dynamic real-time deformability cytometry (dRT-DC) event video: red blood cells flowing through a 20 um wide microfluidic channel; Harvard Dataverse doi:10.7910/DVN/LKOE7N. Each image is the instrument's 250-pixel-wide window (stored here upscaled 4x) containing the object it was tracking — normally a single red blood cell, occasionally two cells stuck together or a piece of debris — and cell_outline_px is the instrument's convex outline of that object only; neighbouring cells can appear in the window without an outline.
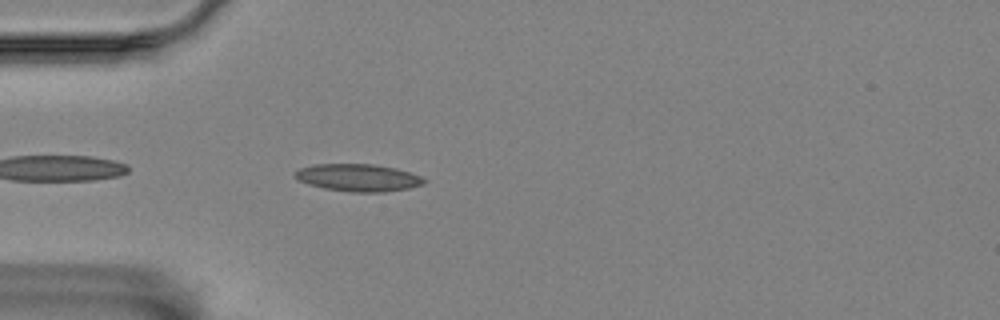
{"species": "Egyptian fruit bat (a non-hibernating species)", "species_latin": "Rousettus aegyptiacus", "temperature_condition": "room temperature", "stored_images_in_passage": 43, "camera_frame_rate_fps": 3000, "um_per_image_px": 0.085, "animal": {"sex": "female"}, "frame": {"image": 1, "passage_image": 3, "time_ms": 0.667, "image_size_px": [1000, 320], "cell_outline_px": [[428, 180], [424, 184], [408, 188], [384, 192], [352, 192], [324, 188], [308, 184], [296, 180], [292, 176], [292, 172], [300, 168], [316, 164], [372, 164], [396, 168], [420, 176]], "centroid_in_image_um": [30.4, 15.1], "position_along_channel_um": 54.6, "area_um2": 20.69}}
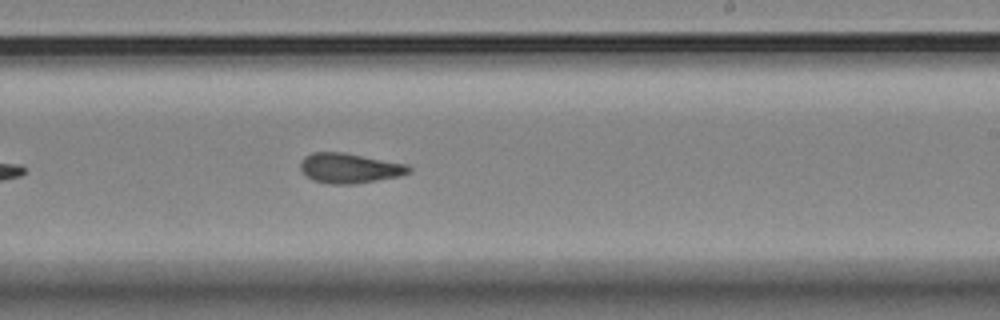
{"frame": {"image": 2, "passage_image": 21, "time_ms": 6.667, "image_size_px": [1000, 320], "cell_outline_px": [[412, 172], [400, 176], [352, 184], [328, 184], [312, 180], [300, 168], [300, 164], [304, 156], [312, 152], [344, 152], [408, 164], [412, 168]], "centroid_in_image_um": [29.73, 14.28], "position_along_channel_um": 259.3, "area_um2": 19.02}}
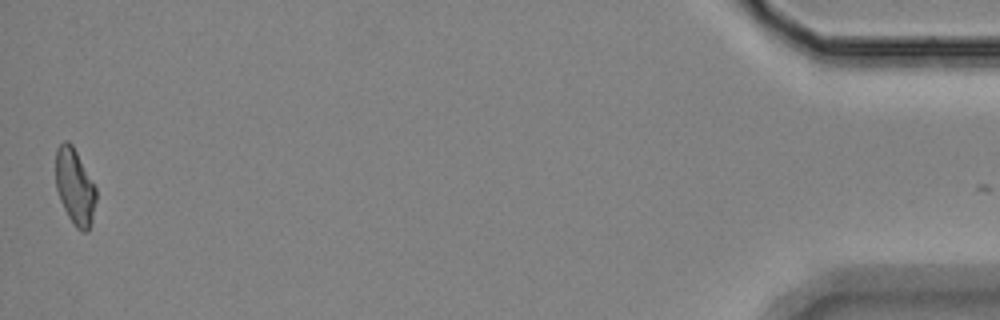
{"frame": {"image": 3, "passage_image": 43, "time_ms": 14.0, "image_size_px": [1000, 320], "cell_outline_px": [[96, 200], [92, 220], [88, 232], [80, 232], [76, 228], [68, 216], [60, 200], [56, 188], [56, 148], [64, 140], [68, 140], [72, 144], [96, 188]], "centroid_in_image_um": [6.36, 15.89], "position_along_channel_um": 428.8, "area_um2": 17.86}, "authors_computed_cell_mechanics": {"area_um2": 18.7272, "velocity_mm_per_s": 3.5138, "shape_relaxation_time_tau1_ms": null, "shape_relaxation_time_tau2_ms": 2.4249, "deformation_change_tau1": null, "deformation_change_tau2": 0.1048}}